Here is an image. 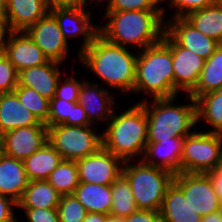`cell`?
<instances>
[{
  "mask_svg": "<svg viewBox=\"0 0 222 222\" xmlns=\"http://www.w3.org/2000/svg\"><path fill=\"white\" fill-rule=\"evenodd\" d=\"M94 125H54L48 127V142L60 154L62 160L77 161L98 152L103 147L102 133H96Z\"/></svg>",
  "mask_w": 222,
  "mask_h": 222,
  "instance_id": "52a82bcc",
  "label": "cell"
},
{
  "mask_svg": "<svg viewBox=\"0 0 222 222\" xmlns=\"http://www.w3.org/2000/svg\"><path fill=\"white\" fill-rule=\"evenodd\" d=\"M25 212L27 222H59L57 209L20 208Z\"/></svg>",
  "mask_w": 222,
  "mask_h": 222,
  "instance_id": "f35d334b",
  "label": "cell"
},
{
  "mask_svg": "<svg viewBox=\"0 0 222 222\" xmlns=\"http://www.w3.org/2000/svg\"><path fill=\"white\" fill-rule=\"evenodd\" d=\"M137 52L112 44L101 35L78 55L79 61L111 90L134 93Z\"/></svg>",
  "mask_w": 222,
  "mask_h": 222,
  "instance_id": "7a4b0ae2",
  "label": "cell"
},
{
  "mask_svg": "<svg viewBox=\"0 0 222 222\" xmlns=\"http://www.w3.org/2000/svg\"><path fill=\"white\" fill-rule=\"evenodd\" d=\"M48 7H65L82 5V0H46Z\"/></svg>",
  "mask_w": 222,
  "mask_h": 222,
  "instance_id": "f6af8a7d",
  "label": "cell"
},
{
  "mask_svg": "<svg viewBox=\"0 0 222 222\" xmlns=\"http://www.w3.org/2000/svg\"><path fill=\"white\" fill-rule=\"evenodd\" d=\"M78 102H69L55 96L50 100L47 127L63 124L71 118L72 107Z\"/></svg>",
  "mask_w": 222,
  "mask_h": 222,
  "instance_id": "836d02e7",
  "label": "cell"
},
{
  "mask_svg": "<svg viewBox=\"0 0 222 222\" xmlns=\"http://www.w3.org/2000/svg\"><path fill=\"white\" fill-rule=\"evenodd\" d=\"M218 169L222 172V152H221V155H220V161H219Z\"/></svg>",
  "mask_w": 222,
  "mask_h": 222,
  "instance_id": "816d5d0a",
  "label": "cell"
},
{
  "mask_svg": "<svg viewBox=\"0 0 222 222\" xmlns=\"http://www.w3.org/2000/svg\"><path fill=\"white\" fill-rule=\"evenodd\" d=\"M63 124L64 125H71V126L92 125L86 116L84 108L79 103H76L72 107L71 118H67V120Z\"/></svg>",
  "mask_w": 222,
  "mask_h": 222,
  "instance_id": "b9f144b4",
  "label": "cell"
},
{
  "mask_svg": "<svg viewBox=\"0 0 222 222\" xmlns=\"http://www.w3.org/2000/svg\"><path fill=\"white\" fill-rule=\"evenodd\" d=\"M159 211L164 222H201L202 219L174 182L167 187Z\"/></svg>",
  "mask_w": 222,
  "mask_h": 222,
  "instance_id": "603a6c76",
  "label": "cell"
},
{
  "mask_svg": "<svg viewBox=\"0 0 222 222\" xmlns=\"http://www.w3.org/2000/svg\"><path fill=\"white\" fill-rule=\"evenodd\" d=\"M61 80L60 77L56 86L55 97L69 102H78L79 91L83 82L75 76H66L64 82Z\"/></svg>",
  "mask_w": 222,
  "mask_h": 222,
  "instance_id": "8d00e7d4",
  "label": "cell"
},
{
  "mask_svg": "<svg viewBox=\"0 0 222 222\" xmlns=\"http://www.w3.org/2000/svg\"><path fill=\"white\" fill-rule=\"evenodd\" d=\"M17 203L11 198L0 194V222H18L14 214Z\"/></svg>",
  "mask_w": 222,
  "mask_h": 222,
  "instance_id": "ab89813d",
  "label": "cell"
},
{
  "mask_svg": "<svg viewBox=\"0 0 222 222\" xmlns=\"http://www.w3.org/2000/svg\"><path fill=\"white\" fill-rule=\"evenodd\" d=\"M112 113L102 133L103 148L123 162L144 156L147 145V115L138 102L120 114ZM137 156V157H136Z\"/></svg>",
  "mask_w": 222,
  "mask_h": 222,
  "instance_id": "277c9868",
  "label": "cell"
},
{
  "mask_svg": "<svg viewBox=\"0 0 222 222\" xmlns=\"http://www.w3.org/2000/svg\"><path fill=\"white\" fill-rule=\"evenodd\" d=\"M60 195L47 181H29L17 208L57 209Z\"/></svg>",
  "mask_w": 222,
  "mask_h": 222,
  "instance_id": "484cf974",
  "label": "cell"
},
{
  "mask_svg": "<svg viewBox=\"0 0 222 222\" xmlns=\"http://www.w3.org/2000/svg\"><path fill=\"white\" fill-rule=\"evenodd\" d=\"M0 20H7V0H0Z\"/></svg>",
  "mask_w": 222,
  "mask_h": 222,
  "instance_id": "c3c4849f",
  "label": "cell"
},
{
  "mask_svg": "<svg viewBox=\"0 0 222 222\" xmlns=\"http://www.w3.org/2000/svg\"><path fill=\"white\" fill-rule=\"evenodd\" d=\"M125 161L122 174L130 183L137 208L159 211L167 187L173 182L174 174L170 171L146 164L142 159ZM137 162V163H136Z\"/></svg>",
  "mask_w": 222,
  "mask_h": 222,
  "instance_id": "8992f818",
  "label": "cell"
},
{
  "mask_svg": "<svg viewBox=\"0 0 222 222\" xmlns=\"http://www.w3.org/2000/svg\"><path fill=\"white\" fill-rule=\"evenodd\" d=\"M128 10H162L165 18V10L155 0H112L105 11H128Z\"/></svg>",
  "mask_w": 222,
  "mask_h": 222,
  "instance_id": "d590c367",
  "label": "cell"
},
{
  "mask_svg": "<svg viewBox=\"0 0 222 222\" xmlns=\"http://www.w3.org/2000/svg\"><path fill=\"white\" fill-rule=\"evenodd\" d=\"M192 26L222 44V6L218 1L184 17Z\"/></svg>",
  "mask_w": 222,
  "mask_h": 222,
  "instance_id": "4316f807",
  "label": "cell"
},
{
  "mask_svg": "<svg viewBox=\"0 0 222 222\" xmlns=\"http://www.w3.org/2000/svg\"><path fill=\"white\" fill-rule=\"evenodd\" d=\"M49 12L46 0H7V22L11 31H27Z\"/></svg>",
  "mask_w": 222,
  "mask_h": 222,
  "instance_id": "d6986e66",
  "label": "cell"
},
{
  "mask_svg": "<svg viewBox=\"0 0 222 222\" xmlns=\"http://www.w3.org/2000/svg\"><path fill=\"white\" fill-rule=\"evenodd\" d=\"M23 160L0 155V194L18 203L28 185Z\"/></svg>",
  "mask_w": 222,
  "mask_h": 222,
  "instance_id": "44dd1931",
  "label": "cell"
},
{
  "mask_svg": "<svg viewBox=\"0 0 222 222\" xmlns=\"http://www.w3.org/2000/svg\"><path fill=\"white\" fill-rule=\"evenodd\" d=\"M134 92L151 95V99L178 96L171 48L163 40L137 54Z\"/></svg>",
  "mask_w": 222,
  "mask_h": 222,
  "instance_id": "5b68a950",
  "label": "cell"
},
{
  "mask_svg": "<svg viewBox=\"0 0 222 222\" xmlns=\"http://www.w3.org/2000/svg\"><path fill=\"white\" fill-rule=\"evenodd\" d=\"M57 210L59 222H83L88 213L73 194L60 196Z\"/></svg>",
  "mask_w": 222,
  "mask_h": 222,
  "instance_id": "d6a6232c",
  "label": "cell"
},
{
  "mask_svg": "<svg viewBox=\"0 0 222 222\" xmlns=\"http://www.w3.org/2000/svg\"><path fill=\"white\" fill-rule=\"evenodd\" d=\"M104 15L108 20L98 26L99 35L137 52L161 41L166 31L162 10L105 11Z\"/></svg>",
  "mask_w": 222,
  "mask_h": 222,
  "instance_id": "6da1fadb",
  "label": "cell"
},
{
  "mask_svg": "<svg viewBox=\"0 0 222 222\" xmlns=\"http://www.w3.org/2000/svg\"><path fill=\"white\" fill-rule=\"evenodd\" d=\"M13 93L37 120L43 124L48 122L50 100L41 96L34 89L17 86Z\"/></svg>",
  "mask_w": 222,
  "mask_h": 222,
  "instance_id": "1f68e13d",
  "label": "cell"
},
{
  "mask_svg": "<svg viewBox=\"0 0 222 222\" xmlns=\"http://www.w3.org/2000/svg\"><path fill=\"white\" fill-rule=\"evenodd\" d=\"M162 40L172 52L174 90L189 94L195 88L206 60L181 47L166 31Z\"/></svg>",
  "mask_w": 222,
  "mask_h": 222,
  "instance_id": "8fae6325",
  "label": "cell"
},
{
  "mask_svg": "<svg viewBox=\"0 0 222 222\" xmlns=\"http://www.w3.org/2000/svg\"><path fill=\"white\" fill-rule=\"evenodd\" d=\"M76 162L79 182L112 185L122 174L123 161L103 147Z\"/></svg>",
  "mask_w": 222,
  "mask_h": 222,
  "instance_id": "7c38bea8",
  "label": "cell"
},
{
  "mask_svg": "<svg viewBox=\"0 0 222 222\" xmlns=\"http://www.w3.org/2000/svg\"><path fill=\"white\" fill-rule=\"evenodd\" d=\"M222 152V134L194 131L185 136L180 172L208 174L218 168Z\"/></svg>",
  "mask_w": 222,
  "mask_h": 222,
  "instance_id": "ba28073f",
  "label": "cell"
},
{
  "mask_svg": "<svg viewBox=\"0 0 222 222\" xmlns=\"http://www.w3.org/2000/svg\"><path fill=\"white\" fill-rule=\"evenodd\" d=\"M59 62L47 63L18 72V86L34 89L41 96L51 100L56 93V86L62 73Z\"/></svg>",
  "mask_w": 222,
  "mask_h": 222,
  "instance_id": "ac0fdd59",
  "label": "cell"
},
{
  "mask_svg": "<svg viewBox=\"0 0 222 222\" xmlns=\"http://www.w3.org/2000/svg\"><path fill=\"white\" fill-rule=\"evenodd\" d=\"M90 2H94L93 0L91 1V0H89V3ZM97 2V3H96ZM96 2L95 3H93V4H96V5H91L93 8H95V7H98V6H100V3H101V5L102 4H104L103 2H105V0L103 1V0H96ZM111 2H112V0H106V3H107V7L106 8H108L109 6H110V4H111ZM88 0H82V5L83 6H85V7H87L88 6ZM87 5V6H86Z\"/></svg>",
  "mask_w": 222,
  "mask_h": 222,
  "instance_id": "681fc988",
  "label": "cell"
},
{
  "mask_svg": "<svg viewBox=\"0 0 222 222\" xmlns=\"http://www.w3.org/2000/svg\"><path fill=\"white\" fill-rule=\"evenodd\" d=\"M108 215L88 212L83 222H107Z\"/></svg>",
  "mask_w": 222,
  "mask_h": 222,
  "instance_id": "bcb514c9",
  "label": "cell"
},
{
  "mask_svg": "<svg viewBox=\"0 0 222 222\" xmlns=\"http://www.w3.org/2000/svg\"><path fill=\"white\" fill-rule=\"evenodd\" d=\"M48 142V127L33 125L4 133L2 151L5 155L24 160Z\"/></svg>",
  "mask_w": 222,
  "mask_h": 222,
  "instance_id": "5bb4252c",
  "label": "cell"
},
{
  "mask_svg": "<svg viewBox=\"0 0 222 222\" xmlns=\"http://www.w3.org/2000/svg\"><path fill=\"white\" fill-rule=\"evenodd\" d=\"M62 161L60 154L47 142L37 152L23 160L29 181L47 180Z\"/></svg>",
  "mask_w": 222,
  "mask_h": 222,
  "instance_id": "d4e9b609",
  "label": "cell"
},
{
  "mask_svg": "<svg viewBox=\"0 0 222 222\" xmlns=\"http://www.w3.org/2000/svg\"><path fill=\"white\" fill-rule=\"evenodd\" d=\"M111 194L112 206L110 215L127 217L138 209L130 183L123 174L111 185Z\"/></svg>",
  "mask_w": 222,
  "mask_h": 222,
  "instance_id": "f546056e",
  "label": "cell"
},
{
  "mask_svg": "<svg viewBox=\"0 0 222 222\" xmlns=\"http://www.w3.org/2000/svg\"><path fill=\"white\" fill-rule=\"evenodd\" d=\"M3 53L18 72L49 61L26 31H11Z\"/></svg>",
  "mask_w": 222,
  "mask_h": 222,
  "instance_id": "2e32d148",
  "label": "cell"
},
{
  "mask_svg": "<svg viewBox=\"0 0 222 222\" xmlns=\"http://www.w3.org/2000/svg\"><path fill=\"white\" fill-rule=\"evenodd\" d=\"M173 182L183 191L186 201L200 216L222 209L209 174L180 172L174 175Z\"/></svg>",
  "mask_w": 222,
  "mask_h": 222,
  "instance_id": "9c48e42d",
  "label": "cell"
},
{
  "mask_svg": "<svg viewBox=\"0 0 222 222\" xmlns=\"http://www.w3.org/2000/svg\"><path fill=\"white\" fill-rule=\"evenodd\" d=\"M11 30L7 20H0V53H3Z\"/></svg>",
  "mask_w": 222,
  "mask_h": 222,
  "instance_id": "ee69618b",
  "label": "cell"
},
{
  "mask_svg": "<svg viewBox=\"0 0 222 222\" xmlns=\"http://www.w3.org/2000/svg\"><path fill=\"white\" fill-rule=\"evenodd\" d=\"M219 4L222 6V0H218Z\"/></svg>",
  "mask_w": 222,
  "mask_h": 222,
  "instance_id": "9f6ffc18",
  "label": "cell"
},
{
  "mask_svg": "<svg viewBox=\"0 0 222 222\" xmlns=\"http://www.w3.org/2000/svg\"><path fill=\"white\" fill-rule=\"evenodd\" d=\"M3 137H4V133L0 129V145L2 146H3Z\"/></svg>",
  "mask_w": 222,
  "mask_h": 222,
  "instance_id": "f5cc1de1",
  "label": "cell"
},
{
  "mask_svg": "<svg viewBox=\"0 0 222 222\" xmlns=\"http://www.w3.org/2000/svg\"><path fill=\"white\" fill-rule=\"evenodd\" d=\"M33 125H45L37 120L12 93H0V129L3 133Z\"/></svg>",
  "mask_w": 222,
  "mask_h": 222,
  "instance_id": "7402d4cb",
  "label": "cell"
},
{
  "mask_svg": "<svg viewBox=\"0 0 222 222\" xmlns=\"http://www.w3.org/2000/svg\"><path fill=\"white\" fill-rule=\"evenodd\" d=\"M3 153L2 151V145H0V155Z\"/></svg>",
  "mask_w": 222,
  "mask_h": 222,
  "instance_id": "11a10c76",
  "label": "cell"
},
{
  "mask_svg": "<svg viewBox=\"0 0 222 222\" xmlns=\"http://www.w3.org/2000/svg\"><path fill=\"white\" fill-rule=\"evenodd\" d=\"M160 6L163 4L162 2L164 3H168L167 0H155Z\"/></svg>",
  "mask_w": 222,
  "mask_h": 222,
  "instance_id": "db71d44e",
  "label": "cell"
},
{
  "mask_svg": "<svg viewBox=\"0 0 222 222\" xmlns=\"http://www.w3.org/2000/svg\"><path fill=\"white\" fill-rule=\"evenodd\" d=\"M217 0H168L170 8L176 12L170 18L185 17L188 13L212 5Z\"/></svg>",
  "mask_w": 222,
  "mask_h": 222,
  "instance_id": "74e56055",
  "label": "cell"
},
{
  "mask_svg": "<svg viewBox=\"0 0 222 222\" xmlns=\"http://www.w3.org/2000/svg\"><path fill=\"white\" fill-rule=\"evenodd\" d=\"M201 222H222V209L209 215L203 216Z\"/></svg>",
  "mask_w": 222,
  "mask_h": 222,
  "instance_id": "7dc6e473",
  "label": "cell"
},
{
  "mask_svg": "<svg viewBox=\"0 0 222 222\" xmlns=\"http://www.w3.org/2000/svg\"><path fill=\"white\" fill-rule=\"evenodd\" d=\"M195 103L197 124L206 121L212 129L206 132L222 134V89L198 96Z\"/></svg>",
  "mask_w": 222,
  "mask_h": 222,
  "instance_id": "f1b7e54d",
  "label": "cell"
},
{
  "mask_svg": "<svg viewBox=\"0 0 222 222\" xmlns=\"http://www.w3.org/2000/svg\"><path fill=\"white\" fill-rule=\"evenodd\" d=\"M47 181L60 196L73 194L79 185L78 169L75 161L62 160L50 173Z\"/></svg>",
  "mask_w": 222,
  "mask_h": 222,
  "instance_id": "4dcf8cb0",
  "label": "cell"
},
{
  "mask_svg": "<svg viewBox=\"0 0 222 222\" xmlns=\"http://www.w3.org/2000/svg\"><path fill=\"white\" fill-rule=\"evenodd\" d=\"M26 32L48 60L59 63L66 61L69 55L70 43H67L64 39L57 20L50 12L39 19Z\"/></svg>",
  "mask_w": 222,
  "mask_h": 222,
  "instance_id": "4fadbf2b",
  "label": "cell"
},
{
  "mask_svg": "<svg viewBox=\"0 0 222 222\" xmlns=\"http://www.w3.org/2000/svg\"><path fill=\"white\" fill-rule=\"evenodd\" d=\"M83 5L54 7L50 13L55 17L64 39L83 36V41L78 54L85 50L99 34V25L92 23L91 11Z\"/></svg>",
  "mask_w": 222,
  "mask_h": 222,
  "instance_id": "30bf717a",
  "label": "cell"
},
{
  "mask_svg": "<svg viewBox=\"0 0 222 222\" xmlns=\"http://www.w3.org/2000/svg\"><path fill=\"white\" fill-rule=\"evenodd\" d=\"M18 86V71L4 53H0V93H12Z\"/></svg>",
  "mask_w": 222,
  "mask_h": 222,
  "instance_id": "e575fe53",
  "label": "cell"
},
{
  "mask_svg": "<svg viewBox=\"0 0 222 222\" xmlns=\"http://www.w3.org/2000/svg\"><path fill=\"white\" fill-rule=\"evenodd\" d=\"M211 177L216 194L218 195L220 202L222 203V172L216 168L208 173Z\"/></svg>",
  "mask_w": 222,
  "mask_h": 222,
  "instance_id": "7bdbcfd3",
  "label": "cell"
},
{
  "mask_svg": "<svg viewBox=\"0 0 222 222\" xmlns=\"http://www.w3.org/2000/svg\"><path fill=\"white\" fill-rule=\"evenodd\" d=\"M166 32L183 48L207 60L220 45L192 26L184 17L166 19Z\"/></svg>",
  "mask_w": 222,
  "mask_h": 222,
  "instance_id": "9a60e30c",
  "label": "cell"
},
{
  "mask_svg": "<svg viewBox=\"0 0 222 222\" xmlns=\"http://www.w3.org/2000/svg\"><path fill=\"white\" fill-rule=\"evenodd\" d=\"M99 86L98 83L92 84L84 80L79 91L78 103L84 108L92 125H95L98 120L108 121L112 116L113 109L116 108L113 94L108 92L107 88Z\"/></svg>",
  "mask_w": 222,
  "mask_h": 222,
  "instance_id": "e0dca14e",
  "label": "cell"
},
{
  "mask_svg": "<svg viewBox=\"0 0 222 222\" xmlns=\"http://www.w3.org/2000/svg\"><path fill=\"white\" fill-rule=\"evenodd\" d=\"M107 222H126V217L108 215Z\"/></svg>",
  "mask_w": 222,
  "mask_h": 222,
  "instance_id": "f907efd6",
  "label": "cell"
},
{
  "mask_svg": "<svg viewBox=\"0 0 222 222\" xmlns=\"http://www.w3.org/2000/svg\"><path fill=\"white\" fill-rule=\"evenodd\" d=\"M73 195L87 212L110 215L112 206L111 185L79 182Z\"/></svg>",
  "mask_w": 222,
  "mask_h": 222,
  "instance_id": "cb8c5ba5",
  "label": "cell"
},
{
  "mask_svg": "<svg viewBox=\"0 0 222 222\" xmlns=\"http://www.w3.org/2000/svg\"><path fill=\"white\" fill-rule=\"evenodd\" d=\"M177 96L169 98L142 99L139 103L147 115V143H158L174 137H185L192 134L197 125L196 103L189 95L188 104L174 103ZM174 103V104H173Z\"/></svg>",
  "mask_w": 222,
  "mask_h": 222,
  "instance_id": "3957f363",
  "label": "cell"
},
{
  "mask_svg": "<svg viewBox=\"0 0 222 222\" xmlns=\"http://www.w3.org/2000/svg\"><path fill=\"white\" fill-rule=\"evenodd\" d=\"M222 89V44L206 60L195 88L189 95L195 100L198 96Z\"/></svg>",
  "mask_w": 222,
  "mask_h": 222,
  "instance_id": "83f0119b",
  "label": "cell"
},
{
  "mask_svg": "<svg viewBox=\"0 0 222 222\" xmlns=\"http://www.w3.org/2000/svg\"><path fill=\"white\" fill-rule=\"evenodd\" d=\"M183 141L184 137H174L158 143H147L142 160L146 164L166 169L174 175L180 173Z\"/></svg>",
  "mask_w": 222,
  "mask_h": 222,
  "instance_id": "ffe728a7",
  "label": "cell"
},
{
  "mask_svg": "<svg viewBox=\"0 0 222 222\" xmlns=\"http://www.w3.org/2000/svg\"><path fill=\"white\" fill-rule=\"evenodd\" d=\"M126 222H164V220L160 211L137 209L126 217Z\"/></svg>",
  "mask_w": 222,
  "mask_h": 222,
  "instance_id": "60d3db41",
  "label": "cell"
}]
</instances>
